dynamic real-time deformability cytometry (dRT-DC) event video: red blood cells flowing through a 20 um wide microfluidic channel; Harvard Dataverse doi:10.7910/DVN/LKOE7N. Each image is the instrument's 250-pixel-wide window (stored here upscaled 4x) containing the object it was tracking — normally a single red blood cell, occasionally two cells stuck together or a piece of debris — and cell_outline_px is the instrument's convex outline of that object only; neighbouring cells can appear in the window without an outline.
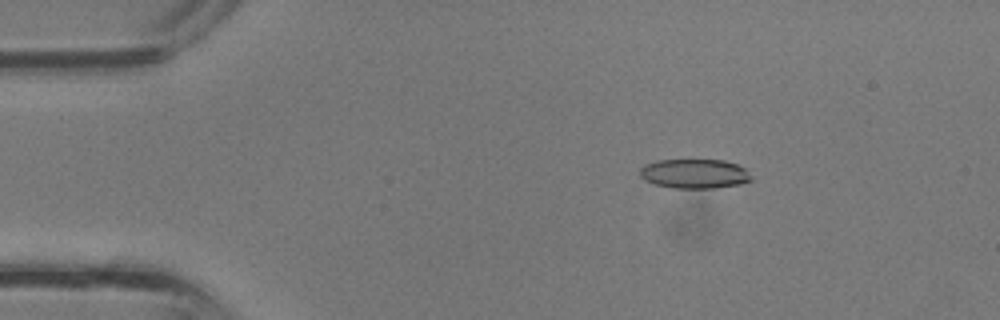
{"species": "common noctule bat (a hibernating species)", "species_latin": "Nyctalus noctula", "temperature_condition": "room temperature", "stored_images_in_passage": 37, "camera_frame_rate_fps": 3000, "um_per_image_px": 0.085, "animal": {"sex": "male", "body_mass_g": 13.3}, "frame": {"image": 1, "passage_image": 6, "time_ms": 1.667, "image_size_px": [1000, 320], "cell_outline_px": [[752, 180], [740, 184], [716, 188], [676, 188], [652, 184], [644, 180], [640, 176], [640, 168], [644, 164], [656, 160], [724, 160], [736, 164], [744, 168], [752, 176]], "centroid_in_image_um": [59.01, 14.77], "position_along_channel_um": 26.0, "area_um2": 19.25}}
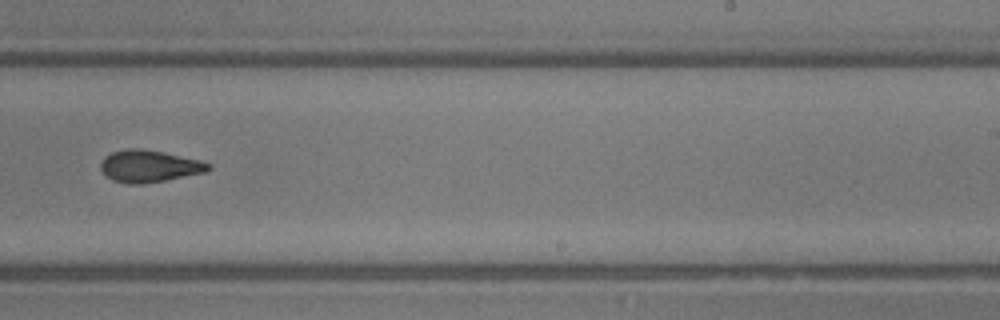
{"frame": {"image": 2, "passage_image": 23, "time_ms": 7.333, "image_size_px": [1000, 320], "cell_outline_px": [[212, 168], [204, 172], [164, 180], [140, 184], [128, 184], [112, 180], [100, 168], [100, 164], [104, 156], [112, 152], [128, 148], [140, 148], [164, 152], [200, 160], [212, 164]], "centroid_in_image_um": [12.67, 14.11], "position_along_channel_um": 276.3, "area_um2": 20.0}}
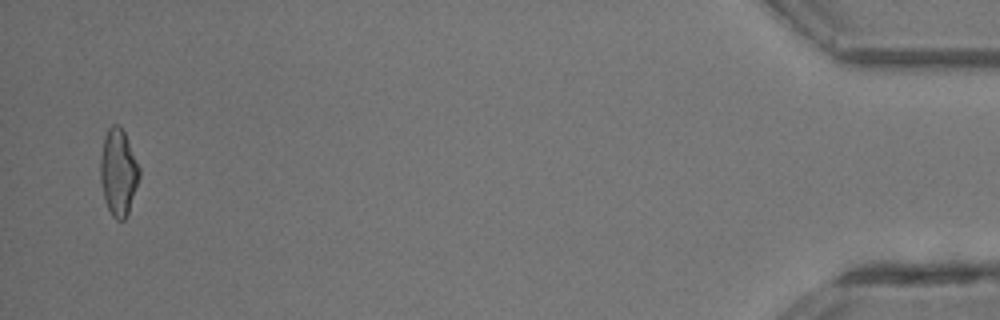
{"frame": {"image": 3, "passage_image": 36, "time_ms": 11.667, "image_size_px": [1000, 320], "cell_outline_px": [[140, 176], [128, 212], [124, 220], [116, 220], [112, 216], [104, 200], [100, 180], [100, 160], [104, 136], [108, 128], [112, 124], [120, 124], [124, 132], [140, 168]], "centroid_in_image_um": [10.05, 14.63], "position_along_channel_um": 425.2, "area_um2": 19.65}}